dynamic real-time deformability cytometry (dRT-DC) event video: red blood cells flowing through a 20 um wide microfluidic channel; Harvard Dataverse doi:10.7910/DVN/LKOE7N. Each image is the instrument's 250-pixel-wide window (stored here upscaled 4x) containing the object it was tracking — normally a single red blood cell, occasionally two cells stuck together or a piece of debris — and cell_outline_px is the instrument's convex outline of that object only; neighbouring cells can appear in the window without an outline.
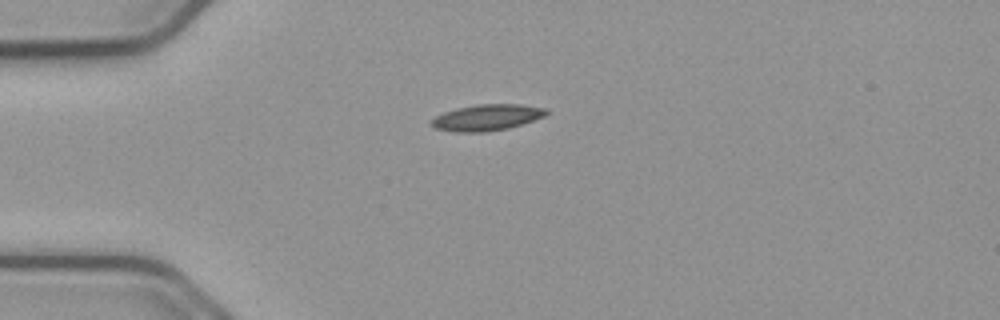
{"species": "common noctule bat (a hibernating species)", "species_latin": "Nyctalus noctula", "temperature_condition": "cold", "stored_images_in_passage": 42, "camera_frame_rate_fps": 3000, "um_per_image_px": 0.085, "animal": {"sex": "male", "body_mass_g": 23.1, "forearm_length_mm": 52.7}, "frame": {"image": 1, "passage_image": 1, "time_ms": 0.0, "image_size_px": [1000, 320], "cell_outline_px": [[548, 112], [544, 116], [508, 128], [484, 132], [456, 132], [436, 128], [432, 124], [432, 120], [436, 116], [444, 112], [456, 108], [476, 104], [520, 104], [548, 108]], "centroid_in_image_um": [41.4, 9.97], "position_along_channel_um": 43.6, "area_um2": 17.34}}
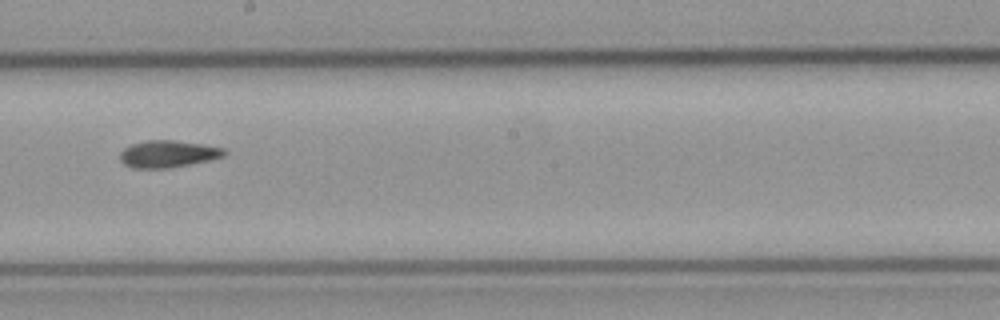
{"frame": {"image": 2, "passage_image": 18, "time_ms": 5.667, "image_size_px": [1000, 320], "cell_outline_px": [[228, 152], [224, 156], [208, 160], [168, 168], [132, 168], [124, 164], [120, 160], [120, 152], [124, 148], [132, 144], [148, 140], [176, 140], [204, 144], [224, 148]], "centroid_in_image_um": [14.28, 13.07], "position_along_channel_um": 233.9, "area_um2": 16.42}}
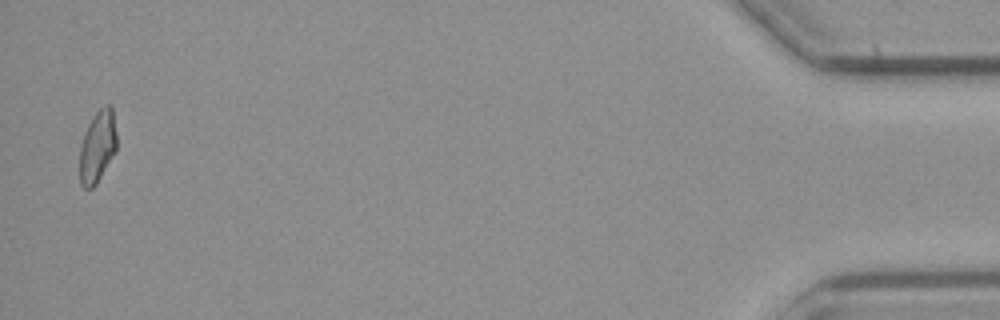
{"frame": {"image": 3, "passage_image": 41, "time_ms": 13.333, "image_size_px": [1000, 320], "cell_outline_px": [[116, 152], [96, 184], [92, 188], [84, 188], [80, 184], [80, 148], [84, 132], [92, 116], [104, 104], [112, 104], [116, 132]], "centroid_in_image_um": [8.3, 12.43], "position_along_channel_um": 426.9, "area_um2": 15.72}, "authors_computed_cell_mechanics": {"area_um2": 15.9528, "velocity_mm_per_s": 3.739, "shape_relaxation_time_tau1_ms": 9.12, "shape_relaxation_time_tau2_ms": null, "deformation_change_tau1": 0.1892, "deformation_change_tau2": null}}